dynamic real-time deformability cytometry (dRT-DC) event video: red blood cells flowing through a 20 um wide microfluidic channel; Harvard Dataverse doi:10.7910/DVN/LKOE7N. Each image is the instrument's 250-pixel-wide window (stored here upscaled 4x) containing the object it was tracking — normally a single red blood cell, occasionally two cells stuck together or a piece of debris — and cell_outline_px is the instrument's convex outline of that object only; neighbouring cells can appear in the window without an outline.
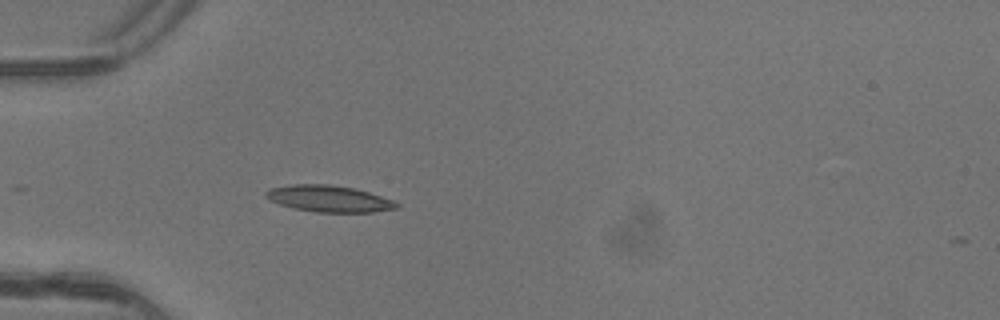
{"species": "common noctule bat (a hibernating species)", "species_latin": "Nyctalus noctula", "temperature_condition": "warm", "stored_images_in_passage": 5, "camera_frame_rate_fps": 3000, "um_per_image_px": 0.085, "animal": {"sex": "female"}, "frame": {"image": 1, "passage_image": 5, "time_ms": 1.333, "image_size_px": [1000, 320], "cell_outline_px": [[400, 208], [372, 212], [316, 212], [296, 208], [280, 204], [264, 196], [264, 192], [268, 188], [292, 184], [328, 184], [352, 188], [368, 192], [396, 200], [400, 204]], "centroid_in_image_um": [28.0, 16.88], "position_along_channel_um": 57.0, "area_um2": 20.23}}